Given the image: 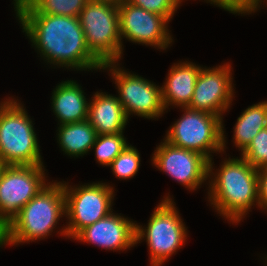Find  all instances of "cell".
<instances>
[{"label":"cell","instance_id":"16","mask_svg":"<svg viewBox=\"0 0 267 266\" xmlns=\"http://www.w3.org/2000/svg\"><path fill=\"white\" fill-rule=\"evenodd\" d=\"M93 96L88 105L87 120L97 135L123 132L129 121L118 97L105 92H96Z\"/></svg>","mask_w":267,"mask_h":266},{"label":"cell","instance_id":"18","mask_svg":"<svg viewBox=\"0 0 267 266\" xmlns=\"http://www.w3.org/2000/svg\"><path fill=\"white\" fill-rule=\"evenodd\" d=\"M61 150L70 157H79L92 150L97 133L88 120L61 124L57 130Z\"/></svg>","mask_w":267,"mask_h":266},{"label":"cell","instance_id":"23","mask_svg":"<svg viewBox=\"0 0 267 266\" xmlns=\"http://www.w3.org/2000/svg\"><path fill=\"white\" fill-rule=\"evenodd\" d=\"M241 157L257 170L267 167V127L257 133L241 152Z\"/></svg>","mask_w":267,"mask_h":266},{"label":"cell","instance_id":"19","mask_svg":"<svg viewBox=\"0 0 267 266\" xmlns=\"http://www.w3.org/2000/svg\"><path fill=\"white\" fill-rule=\"evenodd\" d=\"M267 127V101L246 108L234 125L233 143L241 152L249 145L257 133Z\"/></svg>","mask_w":267,"mask_h":266},{"label":"cell","instance_id":"26","mask_svg":"<svg viewBox=\"0 0 267 266\" xmlns=\"http://www.w3.org/2000/svg\"><path fill=\"white\" fill-rule=\"evenodd\" d=\"M259 208L267 211V167L258 169Z\"/></svg>","mask_w":267,"mask_h":266},{"label":"cell","instance_id":"13","mask_svg":"<svg viewBox=\"0 0 267 266\" xmlns=\"http://www.w3.org/2000/svg\"><path fill=\"white\" fill-rule=\"evenodd\" d=\"M231 69L229 62L213 68L202 67L187 108L222 118L224 112L232 105L235 93Z\"/></svg>","mask_w":267,"mask_h":266},{"label":"cell","instance_id":"22","mask_svg":"<svg viewBox=\"0 0 267 266\" xmlns=\"http://www.w3.org/2000/svg\"><path fill=\"white\" fill-rule=\"evenodd\" d=\"M140 154L138 150L129 145L109 165L113 175L119 179L133 178L140 168Z\"/></svg>","mask_w":267,"mask_h":266},{"label":"cell","instance_id":"2","mask_svg":"<svg viewBox=\"0 0 267 266\" xmlns=\"http://www.w3.org/2000/svg\"><path fill=\"white\" fill-rule=\"evenodd\" d=\"M225 159L215 173L213 159L208 162V200L219 216L237 224L259 207L258 170L242 157Z\"/></svg>","mask_w":267,"mask_h":266},{"label":"cell","instance_id":"27","mask_svg":"<svg viewBox=\"0 0 267 266\" xmlns=\"http://www.w3.org/2000/svg\"><path fill=\"white\" fill-rule=\"evenodd\" d=\"M264 1L263 0H258L245 14L249 15V14H252L254 12H257V9L260 8V5L262 6L261 2L264 3ZM266 3H267V0H266Z\"/></svg>","mask_w":267,"mask_h":266},{"label":"cell","instance_id":"8","mask_svg":"<svg viewBox=\"0 0 267 266\" xmlns=\"http://www.w3.org/2000/svg\"><path fill=\"white\" fill-rule=\"evenodd\" d=\"M65 217L69 220L60 235L73 239L82 229L109 215L115 196L114 188L96 182L71 186L64 183Z\"/></svg>","mask_w":267,"mask_h":266},{"label":"cell","instance_id":"1","mask_svg":"<svg viewBox=\"0 0 267 266\" xmlns=\"http://www.w3.org/2000/svg\"><path fill=\"white\" fill-rule=\"evenodd\" d=\"M32 46L48 64L78 71L101 70L90 53L79 17L16 14Z\"/></svg>","mask_w":267,"mask_h":266},{"label":"cell","instance_id":"15","mask_svg":"<svg viewBox=\"0 0 267 266\" xmlns=\"http://www.w3.org/2000/svg\"><path fill=\"white\" fill-rule=\"evenodd\" d=\"M201 66L183 61L170 68L166 82L161 87L162 101L166 109L169 106L186 108L189 106Z\"/></svg>","mask_w":267,"mask_h":266},{"label":"cell","instance_id":"4","mask_svg":"<svg viewBox=\"0 0 267 266\" xmlns=\"http://www.w3.org/2000/svg\"><path fill=\"white\" fill-rule=\"evenodd\" d=\"M0 103V161L4 165H40L42 157L34 124L15 98Z\"/></svg>","mask_w":267,"mask_h":266},{"label":"cell","instance_id":"17","mask_svg":"<svg viewBox=\"0 0 267 266\" xmlns=\"http://www.w3.org/2000/svg\"><path fill=\"white\" fill-rule=\"evenodd\" d=\"M51 108L58 124L82 122L88 119V105L82 86L74 80L59 83L52 92Z\"/></svg>","mask_w":267,"mask_h":266},{"label":"cell","instance_id":"12","mask_svg":"<svg viewBox=\"0 0 267 266\" xmlns=\"http://www.w3.org/2000/svg\"><path fill=\"white\" fill-rule=\"evenodd\" d=\"M121 41L153 46L166 50L173 42L168 29L169 21L156 13L124 1L118 6ZM123 37V38H122Z\"/></svg>","mask_w":267,"mask_h":266},{"label":"cell","instance_id":"5","mask_svg":"<svg viewBox=\"0 0 267 266\" xmlns=\"http://www.w3.org/2000/svg\"><path fill=\"white\" fill-rule=\"evenodd\" d=\"M174 203L170 195H166L154 209L145 228L136 223V244L145 238L151 256V266L163 265L183 244L185 245L187 228Z\"/></svg>","mask_w":267,"mask_h":266},{"label":"cell","instance_id":"30","mask_svg":"<svg viewBox=\"0 0 267 266\" xmlns=\"http://www.w3.org/2000/svg\"><path fill=\"white\" fill-rule=\"evenodd\" d=\"M4 164L0 161V174H1V172H2V170H3V168H4Z\"/></svg>","mask_w":267,"mask_h":266},{"label":"cell","instance_id":"7","mask_svg":"<svg viewBox=\"0 0 267 266\" xmlns=\"http://www.w3.org/2000/svg\"><path fill=\"white\" fill-rule=\"evenodd\" d=\"M184 114L170 126L164 139L174 146L196 151L208 160L225 152L223 118L204 111L182 108Z\"/></svg>","mask_w":267,"mask_h":266},{"label":"cell","instance_id":"29","mask_svg":"<svg viewBox=\"0 0 267 266\" xmlns=\"http://www.w3.org/2000/svg\"><path fill=\"white\" fill-rule=\"evenodd\" d=\"M95 2H105V3H110L116 6H120L125 0H91Z\"/></svg>","mask_w":267,"mask_h":266},{"label":"cell","instance_id":"25","mask_svg":"<svg viewBox=\"0 0 267 266\" xmlns=\"http://www.w3.org/2000/svg\"><path fill=\"white\" fill-rule=\"evenodd\" d=\"M258 0H225V10L244 15Z\"/></svg>","mask_w":267,"mask_h":266},{"label":"cell","instance_id":"28","mask_svg":"<svg viewBox=\"0 0 267 266\" xmlns=\"http://www.w3.org/2000/svg\"><path fill=\"white\" fill-rule=\"evenodd\" d=\"M180 1L182 2L183 0H180ZM205 1H207L208 3L212 5L214 4L219 8H223L225 10V0H205Z\"/></svg>","mask_w":267,"mask_h":266},{"label":"cell","instance_id":"3","mask_svg":"<svg viewBox=\"0 0 267 266\" xmlns=\"http://www.w3.org/2000/svg\"><path fill=\"white\" fill-rule=\"evenodd\" d=\"M65 216V195L62 182H47L0 232V247L45 239Z\"/></svg>","mask_w":267,"mask_h":266},{"label":"cell","instance_id":"9","mask_svg":"<svg viewBox=\"0 0 267 266\" xmlns=\"http://www.w3.org/2000/svg\"><path fill=\"white\" fill-rule=\"evenodd\" d=\"M40 165H5L0 174V232L46 184Z\"/></svg>","mask_w":267,"mask_h":266},{"label":"cell","instance_id":"14","mask_svg":"<svg viewBox=\"0 0 267 266\" xmlns=\"http://www.w3.org/2000/svg\"><path fill=\"white\" fill-rule=\"evenodd\" d=\"M135 222L121 214L111 212L106 217L82 229L73 239L97 245L105 250L127 251L136 245Z\"/></svg>","mask_w":267,"mask_h":266},{"label":"cell","instance_id":"11","mask_svg":"<svg viewBox=\"0 0 267 266\" xmlns=\"http://www.w3.org/2000/svg\"><path fill=\"white\" fill-rule=\"evenodd\" d=\"M151 161L188 190L195 191L208 180L209 160L205 156L174 146L165 139L156 147Z\"/></svg>","mask_w":267,"mask_h":266},{"label":"cell","instance_id":"6","mask_svg":"<svg viewBox=\"0 0 267 266\" xmlns=\"http://www.w3.org/2000/svg\"><path fill=\"white\" fill-rule=\"evenodd\" d=\"M79 20L90 53L102 65L122 59L118 6L89 0Z\"/></svg>","mask_w":267,"mask_h":266},{"label":"cell","instance_id":"24","mask_svg":"<svg viewBox=\"0 0 267 266\" xmlns=\"http://www.w3.org/2000/svg\"><path fill=\"white\" fill-rule=\"evenodd\" d=\"M134 6L165 17L169 22L173 19L175 11L179 8L180 0H126Z\"/></svg>","mask_w":267,"mask_h":266},{"label":"cell","instance_id":"10","mask_svg":"<svg viewBox=\"0 0 267 266\" xmlns=\"http://www.w3.org/2000/svg\"><path fill=\"white\" fill-rule=\"evenodd\" d=\"M119 62L107 63L102 70L110 71L118 90V99L127 118L131 114L147 119H156L165 113L161 87L142 76L131 74L119 67ZM129 72V73H128Z\"/></svg>","mask_w":267,"mask_h":266},{"label":"cell","instance_id":"20","mask_svg":"<svg viewBox=\"0 0 267 266\" xmlns=\"http://www.w3.org/2000/svg\"><path fill=\"white\" fill-rule=\"evenodd\" d=\"M16 14H50L79 17L89 0H13Z\"/></svg>","mask_w":267,"mask_h":266},{"label":"cell","instance_id":"21","mask_svg":"<svg viewBox=\"0 0 267 266\" xmlns=\"http://www.w3.org/2000/svg\"><path fill=\"white\" fill-rule=\"evenodd\" d=\"M127 146L126 138L121 132L97 135L92 149H95L97 163L105 167L109 166Z\"/></svg>","mask_w":267,"mask_h":266}]
</instances>
